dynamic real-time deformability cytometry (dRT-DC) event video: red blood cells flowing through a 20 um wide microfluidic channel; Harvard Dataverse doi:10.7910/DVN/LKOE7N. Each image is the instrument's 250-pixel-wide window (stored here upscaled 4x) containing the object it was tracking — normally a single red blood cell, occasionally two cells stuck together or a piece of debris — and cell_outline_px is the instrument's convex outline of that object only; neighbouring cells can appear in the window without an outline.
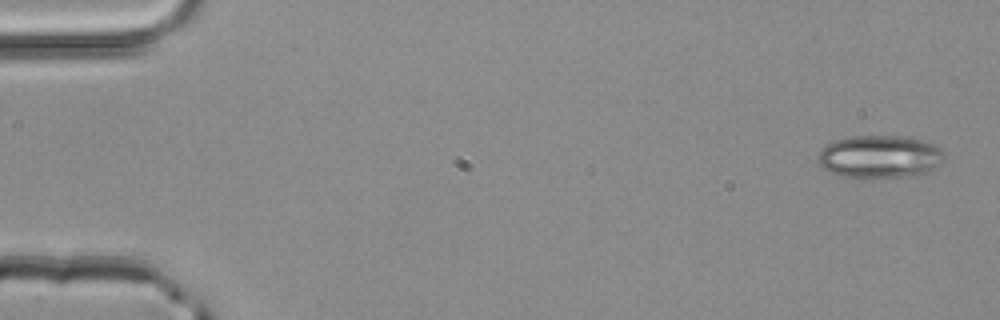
{"species": "common noctule bat (a hibernating species)", "species_latin": "Nyctalus noctula", "temperature_condition": "room temperature", "stored_images_in_passage": 4, "camera_frame_rate_fps": 3000, "um_per_image_px": 0.085, "animal": {"sex": "male", "body_mass_g": 20.4}, "frame": {"image": 1, "passage_image": 1, "time_ms": 0.0, "image_size_px": [1000, 320], "cell_outline_px": [[944, 160], [940, 164], [928, 172], [916, 176], [864, 180], [840, 176], [824, 168], [820, 164], [820, 148], [824, 144], [836, 140], [852, 136], [900, 136], [920, 140], [932, 144], [940, 148], [944, 152]], "centroid_in_image_um": [74.78, 13.36], "position_along_channel_um": 10.2, "area_um2": 32.08}}